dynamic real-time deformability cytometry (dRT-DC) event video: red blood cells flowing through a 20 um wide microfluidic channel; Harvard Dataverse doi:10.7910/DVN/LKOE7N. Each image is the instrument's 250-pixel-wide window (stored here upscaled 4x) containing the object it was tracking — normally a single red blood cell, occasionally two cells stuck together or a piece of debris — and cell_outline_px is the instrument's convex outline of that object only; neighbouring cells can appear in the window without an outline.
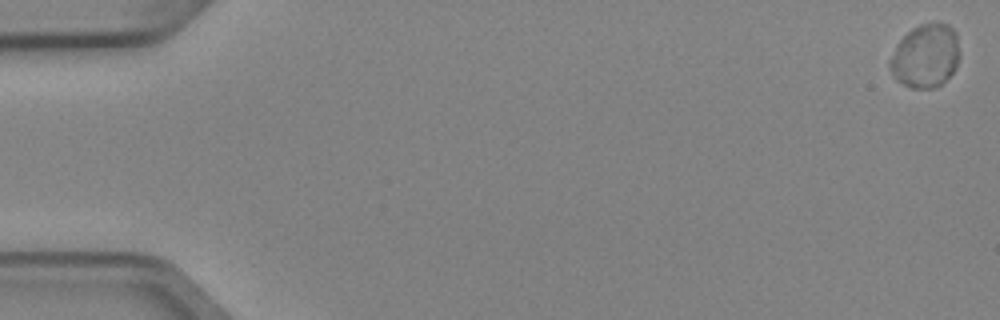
{"species": "Egyptian fruit bat (a non-hibernating species)", "species_latin": "Rousettus aegyptiacus", "temperature_condition": "cold", "stored_images_in_passage": 9, "camera_frame_rate_fps": 3000, "um_per_image_px": 0.085, "animal": {"sex": "female"}, "frame": {"image": 1, "passage_image": 1, "time_ms": 0.0, "image_size_px": [1000, 320], "cell_outline_px": [[960, 56], [956, 68], [936, 88], [912, 88], [896, 80], [888, 68], [888, 60], [896, 44], [912, 28], [920, 24], [936, 20], [948, 24], [956, 32]], "centroid_in_image_um": [78.66, 4.72], "position_along_channel_um": 6.3, "area_um2": 26.3}}
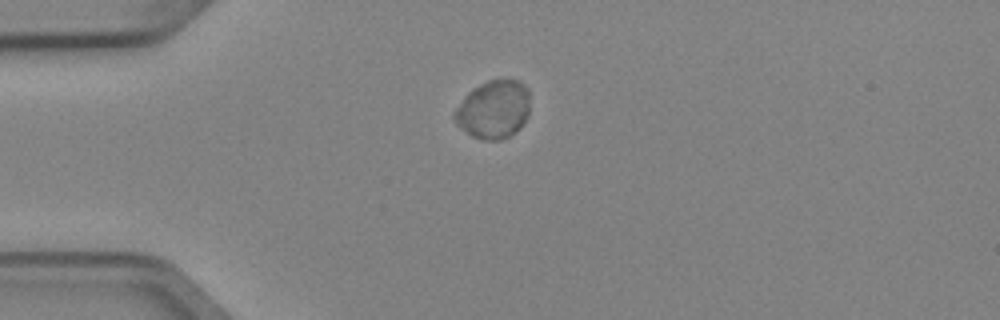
{"frame": {"image": 2, "passage_image": 4, "time_ms": 1.0, "image_size_px": [1000, 320], "cell_outline_px": [[528, 116], [520, 128], [508, 136], [500, 140], [484, 140], [472, 136], [452, 116], [456, 108], [464, 96], [472, 88], [488, 80], [500, 76], [520, 80], [528, 88]], "centroid_in_image_um": [41.98, 9.24], "position_along_channel_um": 43.0, "area_um2": 25.78}}